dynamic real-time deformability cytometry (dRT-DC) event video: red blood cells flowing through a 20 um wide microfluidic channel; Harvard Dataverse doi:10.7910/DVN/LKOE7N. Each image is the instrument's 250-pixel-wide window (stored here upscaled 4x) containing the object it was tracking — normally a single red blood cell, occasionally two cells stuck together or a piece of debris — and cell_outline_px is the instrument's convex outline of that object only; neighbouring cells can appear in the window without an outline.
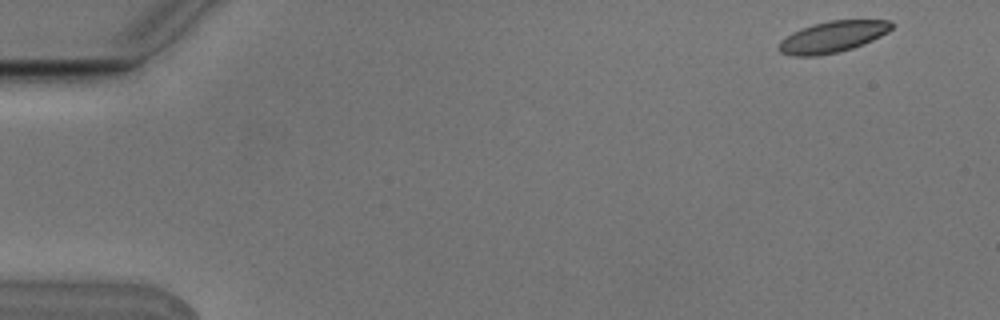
{"species": "Egyptian fruit bat (a non-hibernating species)", "species_latin": "Rousettus aegyptiacus", "temperature_condition": "cold", "stored_images_in_passage": 5, "camera_frame_rate_fps": 3000, "um_per_image_px": 0.085, "animal": {"sex": "male"}, "frame": {"image": 1, "passage_image": 1, "time_ms": 0.0, "image_size_px": [1000, 320], "cell_outline_px": [[892, 28], [888, 32], [872, 40], [852, 48], [836, 52], [816, 56], [792, 56], [780, 52], [776, 48], [780, 40], [792, 32], [800, 28], [812, 24], [828, 20], [892, 20]], "centroid_in_image_um": [70.72, 3.12], "position_along_channel_um": 14.3, "area_um2": 20.63}}
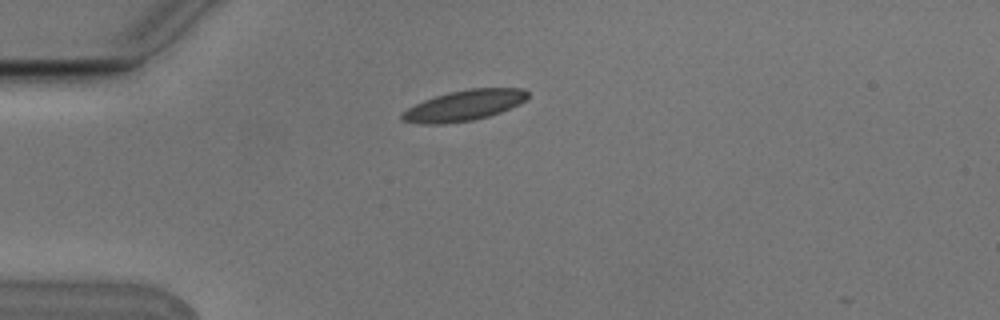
{"frame": {"image": 2, "passage_image": 4, "time_ms": 1.0, "image_size_px": [1000, 320], "cell_outline_px": [[528, 96], [520, 104], [500, 112], [488, 116], [472, 120], [440, 124], [420, 124], [404, 120], [400, 116], [408, 108], [424, 100], [448, 92], [468, 88], [524, 88], [528, 92]], "centroid_in_image_um": [39.47, 8.95], "position_along_channel_um": 45.5, "area_um2": 22.2}}